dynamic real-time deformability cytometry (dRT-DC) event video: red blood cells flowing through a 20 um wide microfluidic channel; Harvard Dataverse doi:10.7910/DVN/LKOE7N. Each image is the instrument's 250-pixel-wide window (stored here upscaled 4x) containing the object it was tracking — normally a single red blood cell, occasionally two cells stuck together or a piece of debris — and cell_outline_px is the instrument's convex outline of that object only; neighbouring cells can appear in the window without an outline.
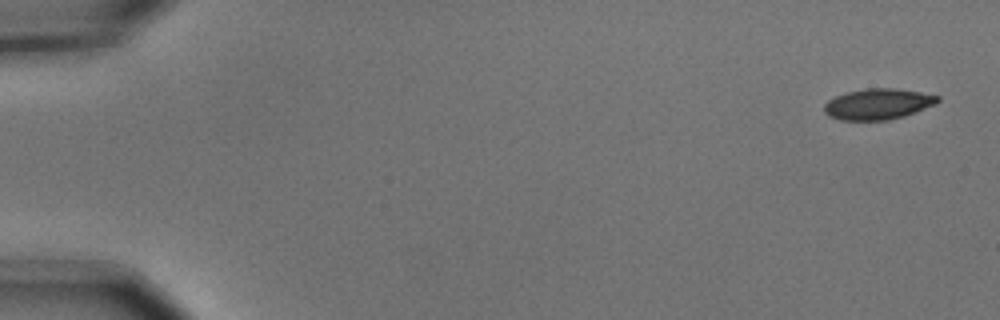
{"species": "common noctule bat (a hibernating species)", "species_latin": "Nyctalus noctula", "temperature_condition": "cold", "stored_images_in_passage": 7, "camera_frame_rate_fps": 3000, "um_per_image_px": 0.085, "animal": {"sex": "male", "body_mass_g": 15.6}, "frame": {"image": 1, "passage_image": 1, "time_ms": 0.0, "image_size_px": [1000, 320], "cell_outline_px": [[940, 100], [936, 104], [904, 116], [888, 120], [840, 120], [828, 116], [824, 112], [824, 104], [828, 100], [836, 96], [848, 92], [868, 88], [896, 88], [920, 92], [940, 96]], "centroid_in_image_um": [74.63, 8.85], "position_along_channel_um": 10.4, "area_um2": 20.4}}